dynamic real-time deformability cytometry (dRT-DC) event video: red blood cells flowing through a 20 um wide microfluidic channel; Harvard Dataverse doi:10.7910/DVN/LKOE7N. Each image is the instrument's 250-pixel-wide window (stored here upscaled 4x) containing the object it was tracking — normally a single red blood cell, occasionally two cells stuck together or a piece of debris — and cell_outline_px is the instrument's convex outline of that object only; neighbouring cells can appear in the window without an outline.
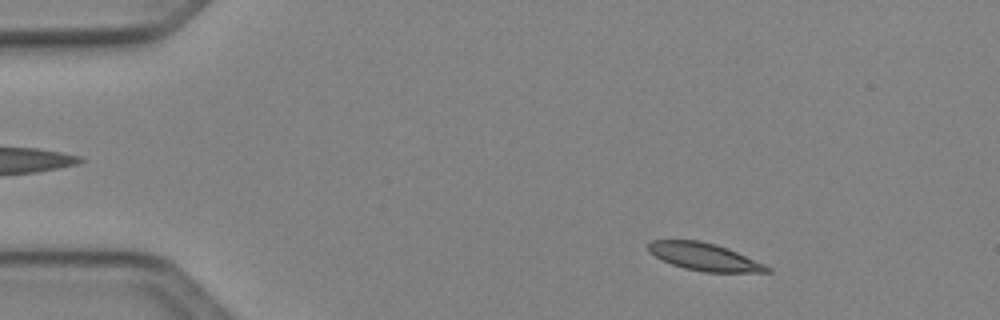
{"species": "Egyptian fruit bat (a non-hibernating species)", "species_latin": "Rousettus aegyptiacus", "temperature_condition": "cold", "stored_images_in_passage": 47, "camera_frame_rate_fps": 3000, "um_per_image_px": 0.085, "animal": {"sex": "female"}, "frame": {"image": 1, "passage_image": 5, "time_ms": 1.333, "image_size_px": [1000, 320], "cell_outline_px": [[772, 272], [704, 272], [684, 268], [672, 264], [656, 256], [648, 248], [648, 244], [652, 240], [700, 240], [716, 244], [728, 248], [764, 264], [772, 268]], "centroid_in_image_um": [59.91, 21.83], "position_along_channel_um": 25.1, "area_um2": 18.84}}
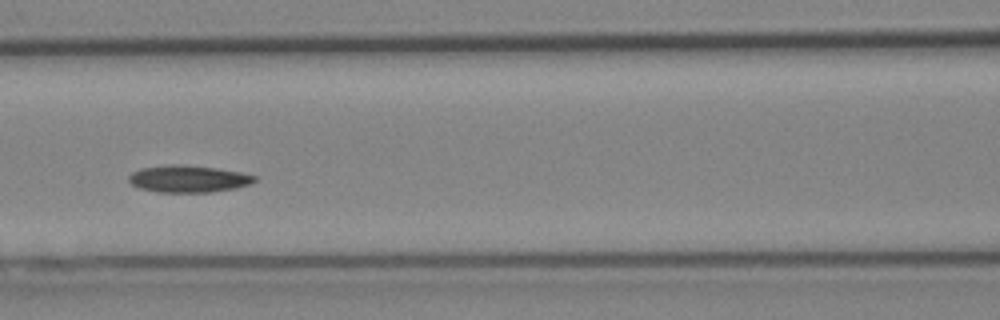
{"frame": {"image": 2, "passage_image": 20, "time_ms": 6.333, "image_size_px": [1000, 320], "cell_outline_px": [[256, 180], [248, 184], [236, 188], [212, 192], [156, 192], [140, 188], [132, 184], [128, 180], [128, 176], [132, 172], [140, 168], [176, 164], [216, 168], [240, 172], [256, 176]], "centroid_in_image_um": [15.99, 15.21], "position_along_channel_um": 150.6, "area_um2": 19.65}}
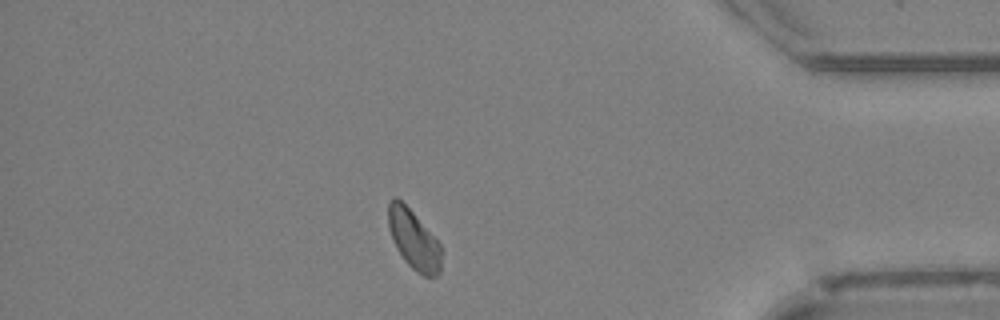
{"frame": {"image": 3, "passage_image": 41, "time_ms": 13.333, "image_size_px": [1000, 320], "cell_outline_px": [[440, 272], [436, 276], [424, 276], [416, 272], [404, 260], [396, 248], [392, 240], [388, 228], [388, 200], [392, 196], [396, 196], [412, 212], [440, 244]], "centroid_in_image_um": [35.12, 20.35], "position_along_channel_um": 400.1, "area_um2": 18.15}}